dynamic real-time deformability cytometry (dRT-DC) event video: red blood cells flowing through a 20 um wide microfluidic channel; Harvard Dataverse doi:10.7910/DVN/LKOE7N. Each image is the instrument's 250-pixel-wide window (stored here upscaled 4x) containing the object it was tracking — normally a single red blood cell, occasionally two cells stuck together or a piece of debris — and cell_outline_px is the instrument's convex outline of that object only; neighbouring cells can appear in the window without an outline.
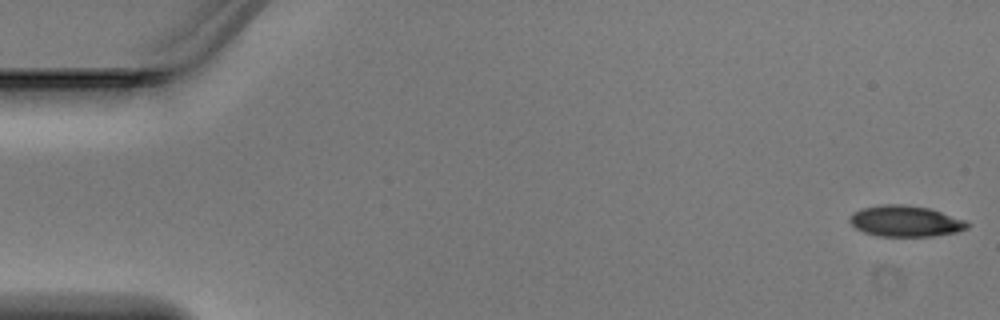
{"species": "Egyptian fruit bat (a non-hibernating species)", "species_latin": "Rousettus aegyptiacus", "temperature_condition": "warm", "stored_images_in_passage": 5, "camera_frame_rate_fps": 3000, "um_per_image_px": 0.085, "animal": {"sex": "male"}, "frame": {"image": 1, "passage_image": 1, "time_ms": 0.0, "image_size_px": [1000, 320], "cell_outline_px": [[972, 224], [968, 228], [956, 232], [932, 236], [876, 236], [864, 232], [856, 228], [848, 220], [852, 212], [864, 208], [880, 204], [904, 204], [928, 208], [964, 220]], "centroid_in_image_um": [76.94, 18.8], "position_along_channel_um": 8.1, "area_um2": 21.21}}
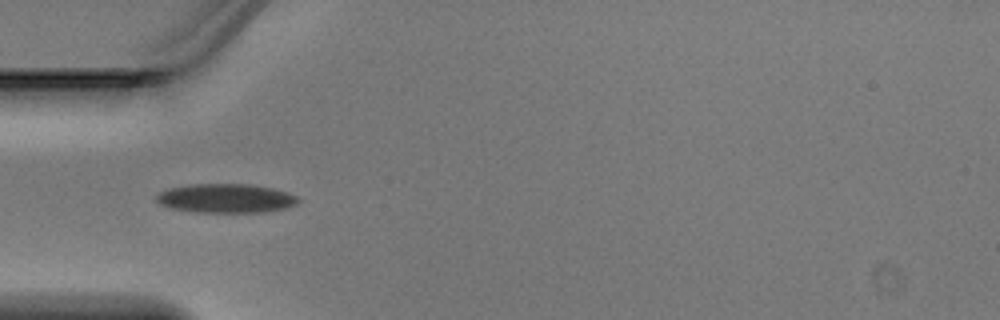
{"frame": {"image": 2, "passage_image": 4, "time_ms": 1.0, "image_size_px": [1000, 320], "cell_outline_px": [[300, 200], [296, 204], [284, 208], [264, 212], [196, 212], [172, 208], [160, 204], [156, 200], [156, 196], [160, 192], [168, 188], [192, 184], [252, 184], [272, 188], [288, 192], [296, 196]], "centroid_in_image_um": [19.2, 16.85], "position_along_channel_um": 65.8, "area_um2": 23.93}}
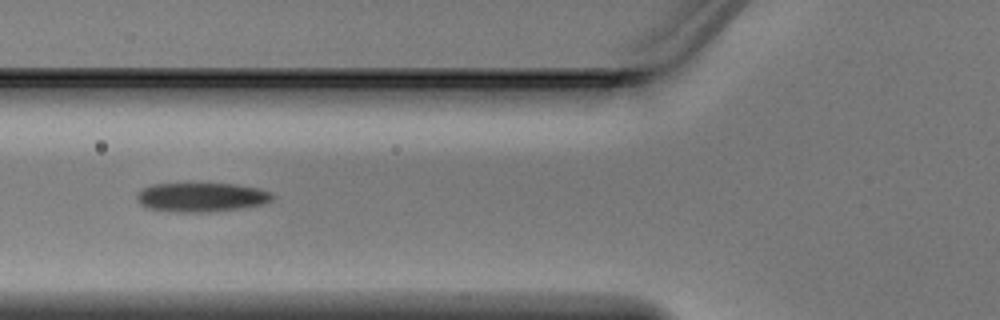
{"frame": {"image": 3, "passage_image": 5, "time_ms": 1.333, "image_size_px": [1000, 320], "cell_outline_px": [[276, 196], [272, 200], [264, 204], [240, 208], [208, 212], [172, 212], [148, 208], [140, 204], [136, 200], [136, 196], [144, 188], [152, 184], [236, 184], [260, 188], [272, 192]], "centroid_in_image_um": [17.16, 16.77], "position_along_channel_um": 108.6, "area_um2": 23.12}}